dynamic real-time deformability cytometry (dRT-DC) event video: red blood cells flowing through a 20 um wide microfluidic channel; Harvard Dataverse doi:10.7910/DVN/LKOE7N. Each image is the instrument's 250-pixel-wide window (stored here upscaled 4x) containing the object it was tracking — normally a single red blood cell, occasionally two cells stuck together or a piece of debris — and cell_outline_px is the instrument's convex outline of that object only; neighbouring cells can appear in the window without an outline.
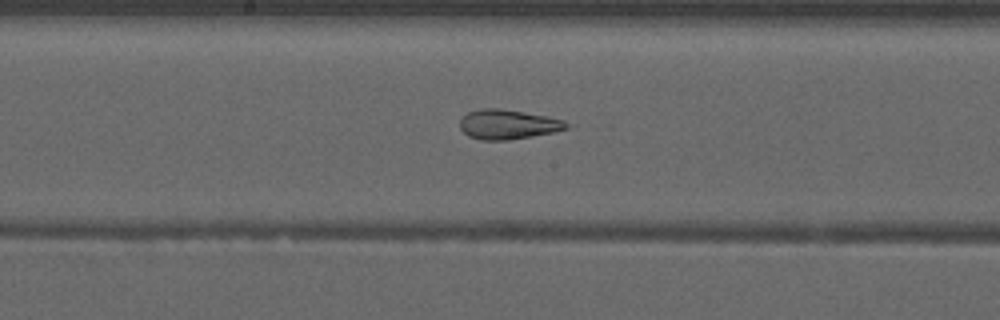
{"species": "common noctule bat (a hibernating species)", "species_latin": "Nyctalus noctula", "temperature_condition": "warm", "stored_images_in_passage": 52, "camera_frame_rate_fps": 3000, "um_per_image_px": 0.085, "animal": {"sex": "male", "forearm_length_mm": 52.5}, "frame": {"image": 1, "passage_image": 28, "time_ms": 9.0, "image_size_px": [1000, 320], "cell_outline_px": [[576, 124], [568, 128], [552, 132], [532, 136], [508, 140], [480, 140], [468, 136], [460, 128], [460, 120], [468, 112], [480, 108], [500, 108], [524, 112], [564, 120]], "centroid_in_image_um": [43.2, 10.57], "position_along_channel_um": 205.0, "area_um2": 18.5}}
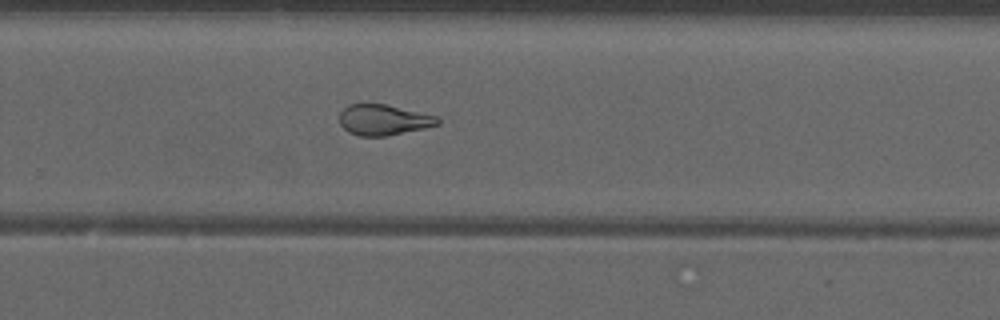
{"frame": {"image": 2, "passage_image": 35, "time_ms": 11.333, "image_size_px": [1000, 320], "cell_outline_px": [[452, 120], [440, 124], [424, 128], [388, 136], [360, 136], [348, 132], [340, 124], [340, 112], [348, 104], [384, 104], [440, 116]], "centroid_in_image_um": [32.72, 10.19], "position_along_channel_um": 297.1, "area_um2": 17.98}}
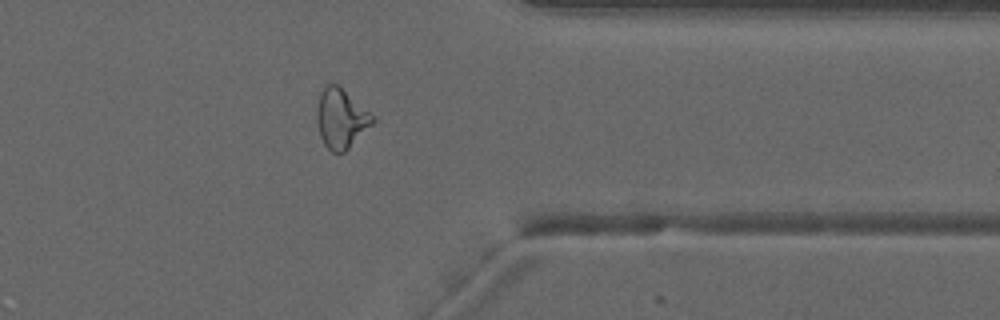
{"frame": {"image": 3, "passage_image": 42, "time_ms": 13.667, "image_size_px": [1000, 320], "cell_outline_px": [[376, 120], [344, 152], [332, 152], [324, 144], [320, 136], [316, 120], [316, 108], [320, 92], [324, 84], [328, 80], [336, 84], [368, 112]], "centroid_in_image_um": [28.91, 10.05], "position_along_channel_um": 382.5, "area_um2": 19.02}, "authors_computed_cell_mechanics": {"area_um2": 21.1548, "velocity_mm_per_s": 3.9749, "shape_relaxation_time_tau1_ms": null, "shape_relaxation_time_tau2_ms": 1.4252, "deformation_change_tau1": null, "deformation_change_tau2": 0.0931}}